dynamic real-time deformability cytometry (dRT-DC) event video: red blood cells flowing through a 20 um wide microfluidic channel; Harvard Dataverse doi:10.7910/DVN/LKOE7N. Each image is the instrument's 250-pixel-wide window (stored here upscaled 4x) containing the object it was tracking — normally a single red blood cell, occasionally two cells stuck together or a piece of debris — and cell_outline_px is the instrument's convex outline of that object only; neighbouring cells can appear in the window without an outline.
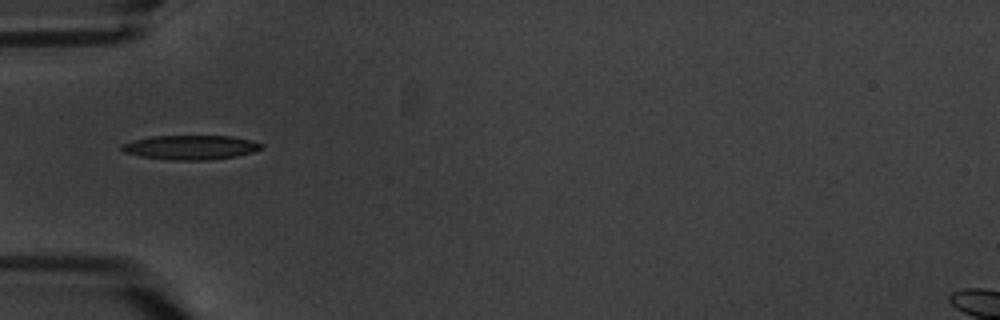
{"species": "common noctule bat (a hibernating species)", "species_latin": "Nyctalus noctula", "temperature_condition": "warm", "stored_images_in_passage": 9, "camera_frame_rate_fps": 3000, "um_per_image_px": 0.085, "animal": {"sex": "male", "body_mass_g": 20.1, "forearm_length_mm": 53.5}, "frame": {"image": 1, "passage_image": 4, "time_ms": 4.667, "image_size_px": [1000, 320], "cell_outline_px": [[264, 148], [252, 152], [236, 156], [208, 160], [168, 160], [140, 156], [124, 152], [120, 148], [120, 144], [132, 140], [152, 136], [232, 136], [252, 140], [264, 144]], "centroid_in_image_um": [16.2, 12.52], "position_along_channel_um": 68.8, "area_um2": 20.0}}